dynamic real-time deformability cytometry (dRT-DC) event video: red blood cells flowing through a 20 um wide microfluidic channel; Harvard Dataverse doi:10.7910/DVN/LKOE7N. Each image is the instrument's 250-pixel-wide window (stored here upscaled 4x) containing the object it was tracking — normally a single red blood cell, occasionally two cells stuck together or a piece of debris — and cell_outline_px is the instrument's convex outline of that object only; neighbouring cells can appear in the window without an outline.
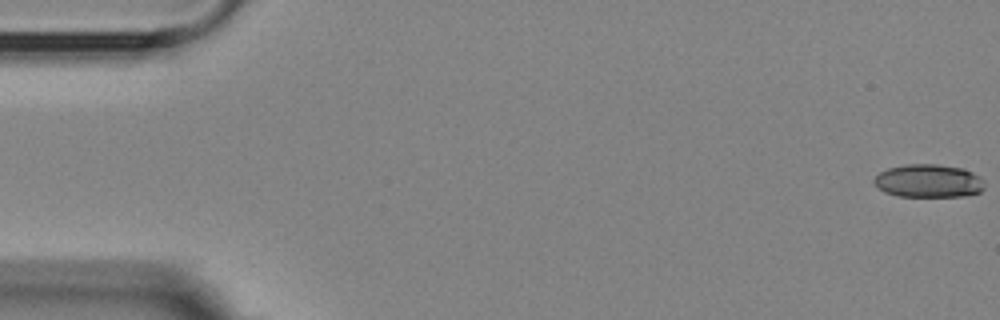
{"species": "Egyptian fruit bat (a non-hibernating species)", "species_latin": "Rousettus aegyptiacus", "temperature_condition": "room temperature", "stored_images_in_passage": 6, "camera_frame_rate_fps": 3000, "um_per_image_px": 0.085, "animal": {"sex": "female"}, "frame": {"image": 1, "passage_image": 1, "time_ms": 0.0, "image_size_px": [1000, 320], "cell_outline_px": [[984, 188], [980, 192], [964, 196], [900, 196], [884, 192], [872, 180], [880, 172], [888, 168], [904, 164], [936, 164], [964, 168], [980, 176], [984, 180]], "centroid_in_image_um": [78.95, 15.37], "position_along_channel_um": 6.0, "area_um2": 21.39}}
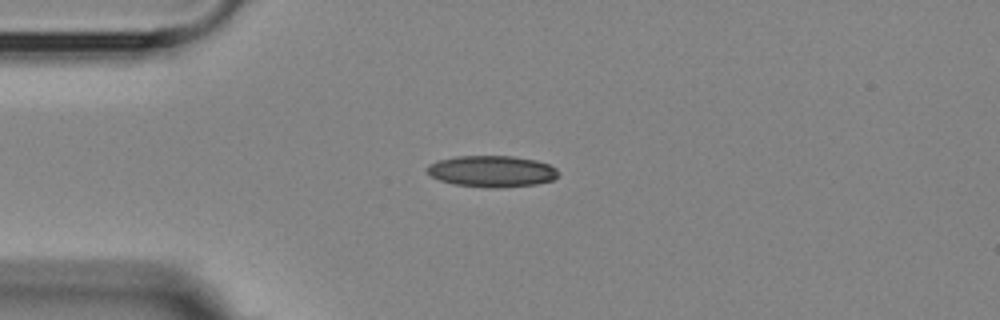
{"frame": {"image": 2, "passage_image": 5, "time_ms": 4.333, "image_size_px": [1000, 320], "cell_outline_px": [[560, 172], [552, 180], [536, 184], [500, 188], [488, 188], [452, 184], [440, 180], [432, 176], [424, 168], [428, 164], [440, 160], [456, 156], [512, 156], [536, 160], [548, 164], [556, 168]], "centroid_in_image_um": [41.79, 14.56], "position_along_channel_um": 43.2, "area_um2": 24.1}}